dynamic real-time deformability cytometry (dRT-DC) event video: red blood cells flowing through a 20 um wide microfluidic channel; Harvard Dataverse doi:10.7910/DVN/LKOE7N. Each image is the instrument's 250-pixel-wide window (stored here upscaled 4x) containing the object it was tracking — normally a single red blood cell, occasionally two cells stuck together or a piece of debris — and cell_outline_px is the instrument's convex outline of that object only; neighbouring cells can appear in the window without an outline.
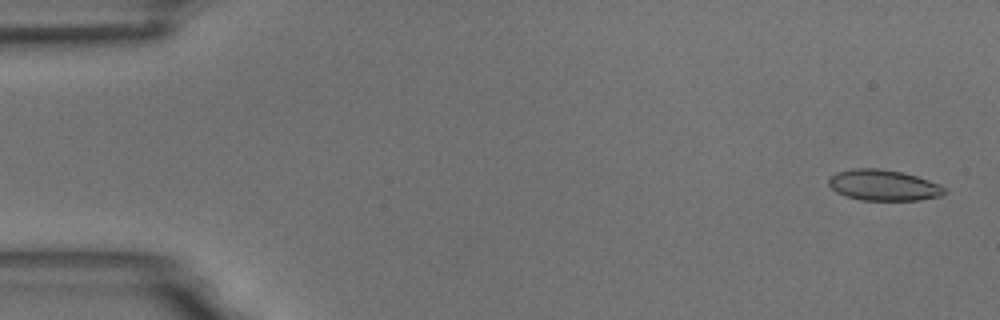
{"species": "common noctule bat (a hibernating species)", "species_latin": "Nyctalus noctula", "temperature_condition": "room temperature", "stored_images_in_passage": 58, "camera_frame_rate_fps": 3000, "um_per_image_px": 0.085, "animal": {"sex": "male", "body_mass_g": 18.8}, "frame": {"image": 1, "passage_image": 2, "time_ms": 0.333, "image_size_px": [1000, 320], "cell_outline_px": [[944, 192], [940, 196], [920, 200], [860, 200], [836, 192], [828, 184], [828, 180], [836, 172], [852, 168], [880, 168], [900, 172], [916, 176], [940, 184], [944, 188]], "centroid_in_image_um": [75.07, 15.74], "position_along_channel_um": 9.9, "area_um2": 20.69}}
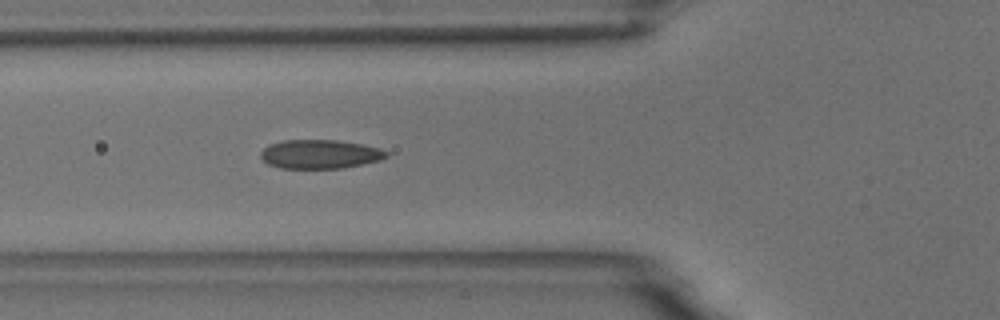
{"frame": {"image": 2, "passage_image": 21, "time_ms": 6.667, "image_size_px": [1000, 320], "cell_outline_px": [[388, 156], [380, 160], [340, 168], [280, 168], [268, 164], [260, 156], [260, 152], [268, 144], [284, 140], [336, 140], [360, 144], [380, 148], [388, 152]], "centroid_in_image_um": [27.17, 13.1], "position_along_channel_um": 98.6, "area_um2": 21.04}}
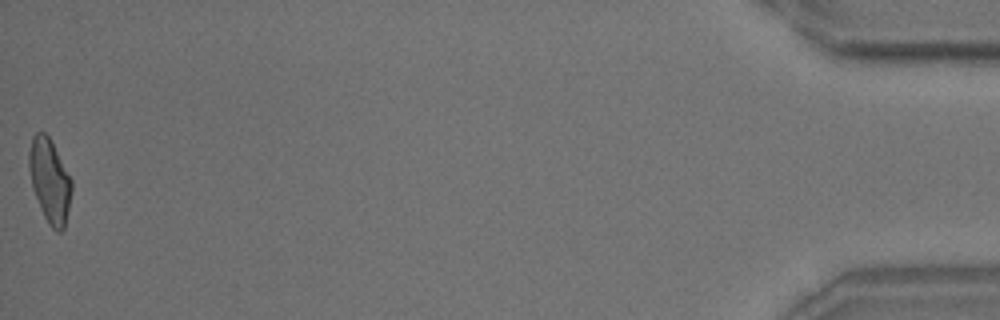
{"frame": {"image": 3, "passage_image": 58, "time_ms": 19.0, "image_size_px": [1000, 320], "cell_outline_px": [[72, 192], [64, 228], [60, 232], [56, 232], [48, 224], [44, 216], [32, 188], [28, 168], [28, 152], [32, 136], [36, 132], [44, 132], [48, 136], [72, 180]], "centroid_in_image_um": [4.21, 15.37], "position_along_channel_um": 431.0, "area_um2": 20.75}, "authors_computed_cell_mechanics": {"area_um2": 20.9236, "velocity_mm_per_s": 3.4838, "shape_relaxation_time_tau1_ms": 5.1886, "shape_relaxation_time_tau2_ms": 1.7449, "deformation_change_tau1": 0.1374, "deformation_change_tau2": 0.0787}}